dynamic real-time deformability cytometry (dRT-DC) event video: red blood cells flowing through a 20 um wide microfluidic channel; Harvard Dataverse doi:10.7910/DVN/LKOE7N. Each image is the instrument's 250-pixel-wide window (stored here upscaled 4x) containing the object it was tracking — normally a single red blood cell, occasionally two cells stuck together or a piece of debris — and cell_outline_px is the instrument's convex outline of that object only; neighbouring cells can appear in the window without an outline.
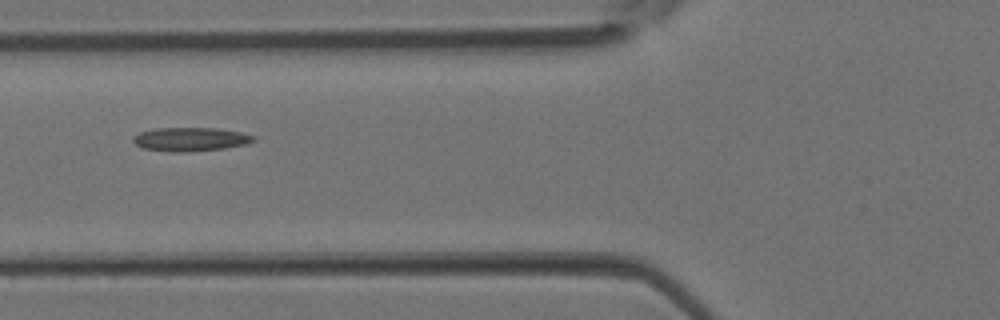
{"species": "Egyptian fruit bat (a non-hibernating species)", "species_latin": "Rousettus aegyptiacus", "temperature_condition": "room temperature", "stored_images_in_passage": 2, "camera_frame_rate_fps": 3000, "um_per_image_px": 0.085, "animal": {"sex": "female"}, "frame": {"image": 1, "passage_image": 2, "time_ms": 0.333, "image_size_px": [1000, 320], "cell_outline_px": [[256, 140], [244, 144], [224, 148], [188, 152], [172, 152], [144, 148], [136, 144], [132, 140], [132, 136], [140, 132], [156, 128], [216, 128], [240, 132], [256, 136]], "centroid_in_image_um": [16.18, 11.83], "position_along_channel_um": 109.6, "area_um2": 16.59}}